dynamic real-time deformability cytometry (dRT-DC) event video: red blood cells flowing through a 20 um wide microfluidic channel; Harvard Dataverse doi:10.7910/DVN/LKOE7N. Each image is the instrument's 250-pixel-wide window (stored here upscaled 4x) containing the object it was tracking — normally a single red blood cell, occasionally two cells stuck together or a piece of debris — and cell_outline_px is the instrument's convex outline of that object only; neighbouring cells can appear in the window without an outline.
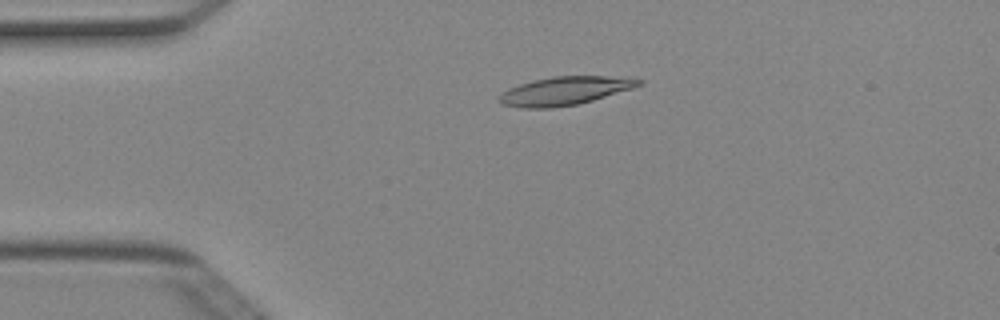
{"species": "Egyptian fruit bat (a non-hibernating species)", "species_latin": "Rousettus aegyptiacus", "temperature_condition": "cold", "stored_images_in_passage": 50, "camera_frame_rate_fps": 3000, "um_per_image_px": 0.085, "animal": {"sex": "female"}, "frame": {"image": 1, "passage_image": 11, "time_ms": 3.333, "image_size_px": [1000, 320], "cell_outline_px": [[644, 84], [632, 88], [592, 100], [576, 104], [552, 108], [520, 108], [500, 104], [496, 100], [508, 88], [532, 80], [552, 76], [632, 76], [644, 80]], "centroid_in_image_um": [48.03, 7.71], "position_along_channel_um": 37.0, "area_um2": 23.35}}
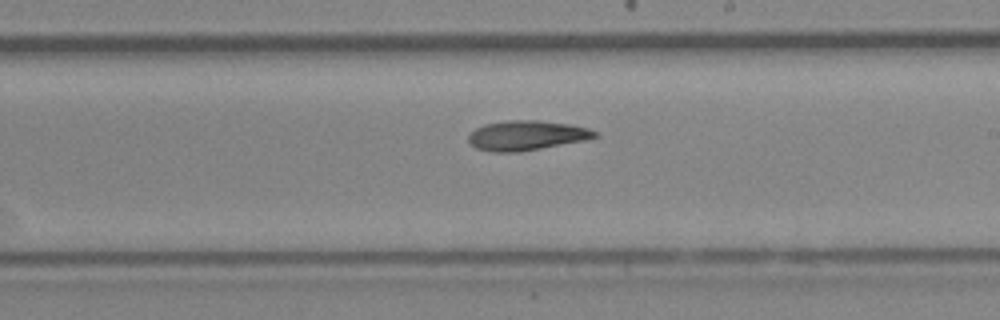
{"frame": {"image": 2, "passage_image": 29, "time_ms": 9.333, "image_size_px": [1000, 320], "cell_outline_px": [[596, 136], [588, 140], [520, 152], [492, 152], [476, 148], [468, 140], [468, 136], [476, 128], [484, 124], [508, 120], [536, 120], [568, 124], [588, 128], [596, 132]], "centroid_in_image_um": [44.75, 11.52], "position_along_channel_um": 244.2, "area_um2": 21.85}}
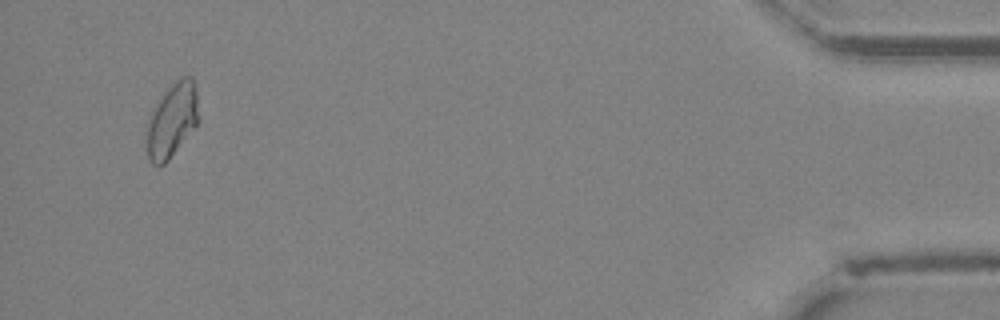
{"frame": {"image": 3, "passage_image": 48, "time_ms": 15.667, "image_size_px": [1000, 320], "cell_outline_px": [[200, 120], [196, 128], [168, 160], [160, 168], [152, 164], [148, 160], [148, 124], [152, 112], [168, 88], [180, 76], [192, 76], [196, 84]], "centroid_in_image_um": [14.7, 10.23], "position_along_channel_um": 420.5, "area_um2": 22.54}, "authors_computed_cell_mechanics": {"area_um2": 21.964, "velocity_mm_per_s": 4.0057, "shape_relaxation_time_tau1_ms": null, "shape_relaxation_time_tau2_ms": 10.8546, "deformation_change_tau1": null, "deformation_change_tau2": 0.2112}}